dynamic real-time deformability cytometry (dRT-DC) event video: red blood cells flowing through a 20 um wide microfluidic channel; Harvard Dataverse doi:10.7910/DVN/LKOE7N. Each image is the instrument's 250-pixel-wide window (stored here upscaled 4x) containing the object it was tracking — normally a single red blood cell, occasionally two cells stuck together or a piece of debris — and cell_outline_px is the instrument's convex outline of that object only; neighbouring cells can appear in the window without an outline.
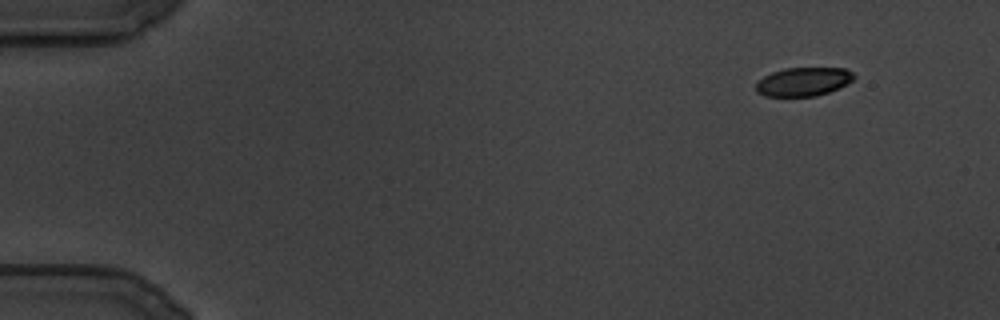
{"species": "common noctule bat (a hibernating species)", "species_latin": "Nyctalus noctula", "temperature_condition": "cold", "stored_images_in_passage": 29, "camera_frame_rate_fps": 3000, "um_per_image_px": 0.085, "animal": {"sex": "male", "body_mass_g": 19.5, "forearm_length_mm": 54.6}, "frame": {"image": 1, "passage_image": 1, "time_ms": 0.0, "image_size_px": [1000, 320], "cell_outline_px": [[856, 76], [852, 80], [840, 88], [816, 96], [764, 96], [756, 92], [756, 84], [764, 76], [772, 72], [784, 68], [844, 68], [852, 72]], "centroid_in_image_um": [68.29, 6.94], "position_along_channel_um": 16.7, "area_um2": 16.36}}
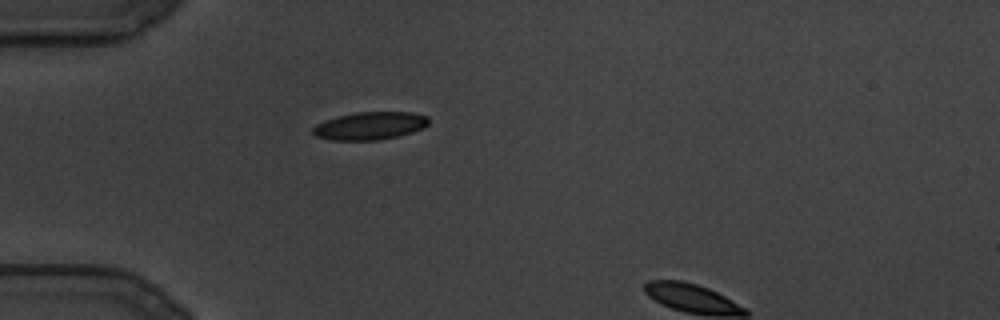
{"frame": {"image": 2, "passage_image": 26, "time_ms": 8.333, "image_size_px": [1000, 320], "cell_outline_px": [[428, 124], [424, 128], [412, 132], [380, 140], [332, 140], [316, 136], [312, 132], [312, 128], [316, 124], [324, 120], [356, 112], [412, 112], [428, 116]], "centroid_in_image_um": [31.45, 10.69], "position_along_channel_um": 53.6, "area_um2": 18.73}}